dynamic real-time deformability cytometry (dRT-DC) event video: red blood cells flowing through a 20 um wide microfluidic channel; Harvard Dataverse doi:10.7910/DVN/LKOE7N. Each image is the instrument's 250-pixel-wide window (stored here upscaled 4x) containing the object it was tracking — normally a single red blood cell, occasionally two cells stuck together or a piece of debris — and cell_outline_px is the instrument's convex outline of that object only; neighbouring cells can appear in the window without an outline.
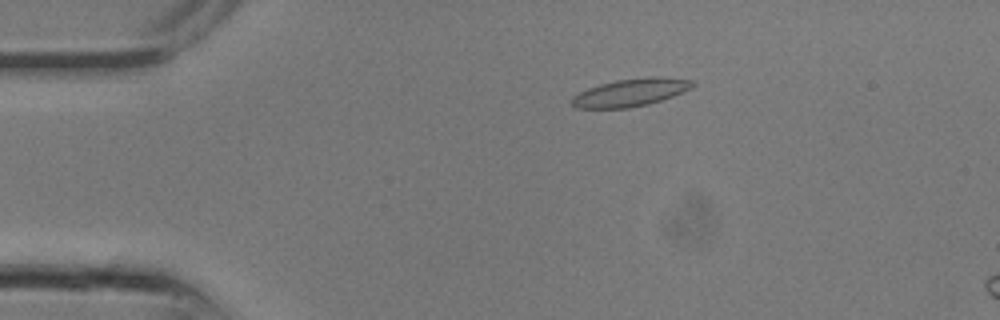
{"species": "common noctule bat (a hibernating species)", "species_latin": "Nyctalus noctula", "temperature_condition": "room temperature", "stored_images_in_passage": 7, "camera_frame_rate_fps": 3000, "um_per_image_px": 0.085, "animal": {"sex": "male", "body_mass_g": 13.3}, "frame": {"image": 1, "passage_image": 7, "time_ms": 2.0, "image_size_px": [1000, 320], "cell_outline_px": [[696, 84], [692, 88], [672, 96], [648, 104], [628, 108], [576, 108], [572, 104], [572, 96], [588, 88], [600, 84], [616, 80], [656, 76], [696, 80]], "centroid_in_image_um": [53.63, 7.85], "position_along_channel_um": 31.4, "area_um2": 19.42}}